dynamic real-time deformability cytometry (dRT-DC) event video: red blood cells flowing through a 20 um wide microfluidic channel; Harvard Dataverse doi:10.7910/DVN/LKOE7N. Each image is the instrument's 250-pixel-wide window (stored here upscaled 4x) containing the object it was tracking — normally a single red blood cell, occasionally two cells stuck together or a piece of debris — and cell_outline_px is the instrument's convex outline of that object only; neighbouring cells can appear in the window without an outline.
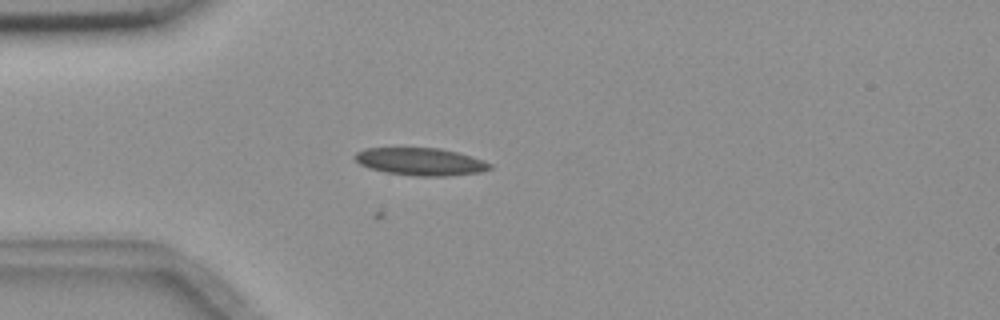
{"species": "common noctule bat (a hibernating species)", "species_latin": "Nyctalus noctula", "temperature_condition": "room temperature", "stored_images_in_passage": 35, "camera_frame_rate_fps": 3000, "um_per_image_px": 0.085, "animal": {"sex": "female", "body_mass_g": 18.4}, "frame": {"image": 1, "passage_image": 2, "time_ms": 0.333, "image_size_px": [1000, 320], "cell_outline_px": [[492, 168], [480, 172], [448, 176], [412, 176], [384, 172], [360, 164], [352, 156], [356, 152], [364, 148], [440, 148], [456, 152], [484, 160], [492, 164]], "centroid_in_image_um": [35.74, 13.74], "position_along_channel_um": 49.3, "area_um2": 21.68}}
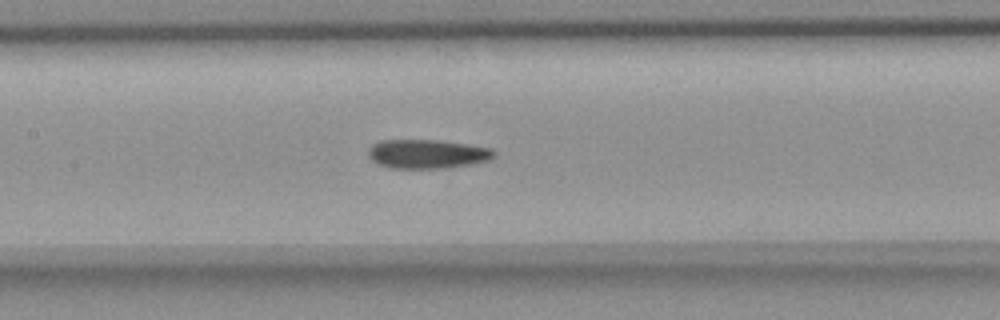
{"frame": {"image": 2, "passage_image": 13, "time_ms": 4.0, "image_size_px": [1000, 320], "cell_outline_px": [[496, 152], [488, 160], [472, 164], [448, 168], [392, 168], [376, 164], [368, 156], [368, 148], [372, 144], [380, 140], [436, 140], [468, 144], [492, 148]], "centroid_in_image_um": [36.28, 13.08], "position_along_channel_um": 171.1, "area_um2": 21.39}}
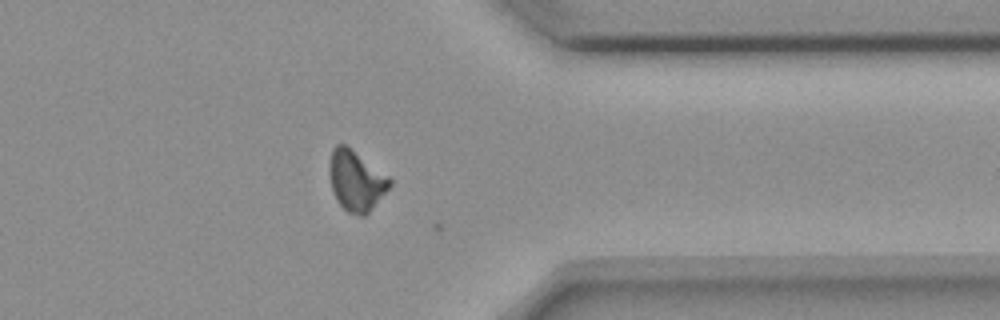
{"frame": {"image": 3, "passage_image": 31, "time_ms": 10.0, "image_size_px": [1000, 320], "cell_outline_px": [[392, 184], [368, 212], [364, 216], [360, 216], [348, 212], [336, 200], [332, 188], [328, 172], [328, 164], [332, 148], [336, 144], [344, 144], [388, 176], [392, 180]], "centroid_in_image_um": [30.23, 15.35], "position_along_channel_um": 381.2, "area_um2": 20.92}}